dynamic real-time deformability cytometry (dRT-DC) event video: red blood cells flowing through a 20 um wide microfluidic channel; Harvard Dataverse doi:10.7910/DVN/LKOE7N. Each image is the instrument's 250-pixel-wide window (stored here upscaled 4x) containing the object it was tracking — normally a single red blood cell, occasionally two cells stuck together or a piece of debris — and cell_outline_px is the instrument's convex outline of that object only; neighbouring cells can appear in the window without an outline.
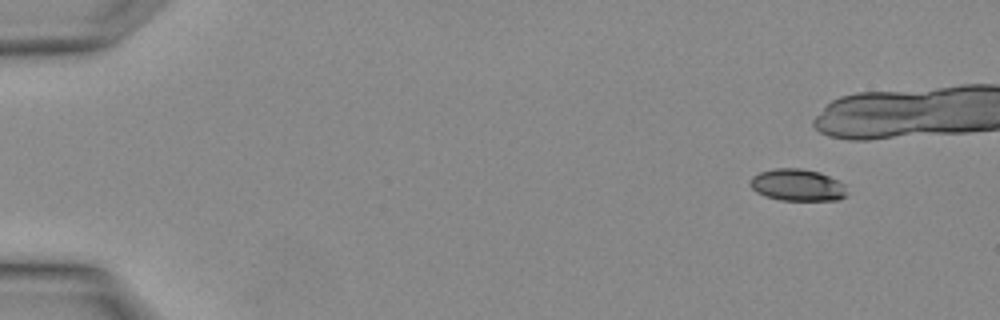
{"species": "Egyptian fruit bat (a non-hibernating species)", "species_latin": "Rousettus aegyptiacus", "temperature_condition": "warm", "stored_images_in_passage": 3, "camera_frame_rate_fps": 3000, "um_per_image_px": 0.085, "animal": {"sex": "female"}, "frame": {"image": 1, "passage_image": 1, "time_ms": 0.0, "image_size_px": [1000, 320], "cell_outline_px": [[844, 196], [836, 200], [780, 200], [764, 196], [756, 192], [748, 184], [752, 176], [760, 172], [772, 168], [800, 168], [820, 172], [844, 184]], "centroid_in_image_um": [67.7, 15.72], "position_along_channel_um": 17.3, "area_um2": 17.92}}